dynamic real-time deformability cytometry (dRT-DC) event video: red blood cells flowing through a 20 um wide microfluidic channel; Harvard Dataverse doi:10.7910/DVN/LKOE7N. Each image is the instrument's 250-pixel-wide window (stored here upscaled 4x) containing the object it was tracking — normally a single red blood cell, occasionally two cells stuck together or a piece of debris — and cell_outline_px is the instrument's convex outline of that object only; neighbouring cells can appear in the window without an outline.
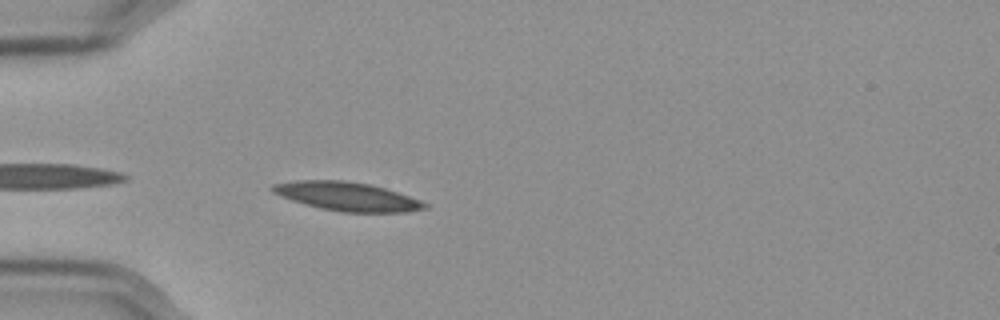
{"species": "Egyptian fruit bat (a non-hibernating species)", "species_latin": "Rousettus aegyptiacus", "temperature_condition": "cold", "stored_images_in_passage": 40, "camera_frame_rate_fps": 3000, "um_per_image_px": 0.085, "frame": {"image": 1, "passage_image": 2, "time_ms": 0.333, "image_size_px": [1000, 320], "cell_outline_px": [[428, 208], [404, 212], [340, 212], [320, 208], [304, 204], [280, 196], [272, 192], [268, 188], [272, 184], [296, 180], [344, 180], [368, 184], [384, 188], [420, 200], [428, 204]], "centroid_in_image_um": [29.45, 16.69], "position_along_channel_um": 55.6, "area_um2": 25.43}}
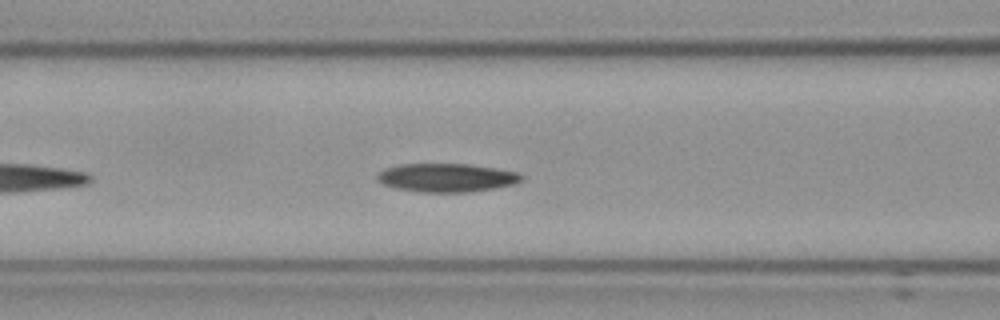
{"frame": {"image": 2, "passage_image": 9, "time_ms": 2.667, "image_size_px": [1000, 320], "cell_outline_px": [[524, 180], [512, 184], [492, 188], [468, 192], [420, 192], [396, 188], [384, 184], [376, 180], [376, 176], [384, 168], [400, 164], [468, 164], [496, 168], [516, 172], [524, 176]], "centroid_in_image_um": [37.94, 15.1], "position_along_channel_um": 128.7, "area_um2": 23.87}}
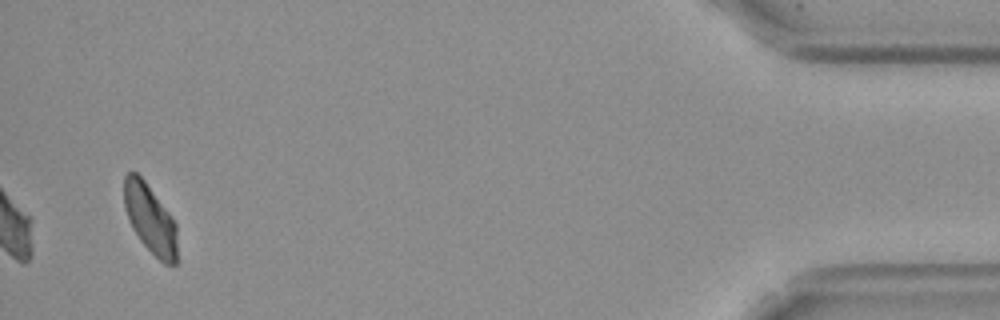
{"frame": {"image": 3, "passage_image": 40, "time_ms": 13.0, "image_size_px": [1000, 320], "cell_outline_px": [[176, 264], [164, 264], [140, 240], [132, 228], [128, 220], [124, 208], [124, 176], [128, 172], [136, 172], [144, 180], [168, 212], [176, 224]], "centroid_in_image_um": [12.73, 18.59], "position_along_channel_um": 422.5, "area_um2": 21.04}}